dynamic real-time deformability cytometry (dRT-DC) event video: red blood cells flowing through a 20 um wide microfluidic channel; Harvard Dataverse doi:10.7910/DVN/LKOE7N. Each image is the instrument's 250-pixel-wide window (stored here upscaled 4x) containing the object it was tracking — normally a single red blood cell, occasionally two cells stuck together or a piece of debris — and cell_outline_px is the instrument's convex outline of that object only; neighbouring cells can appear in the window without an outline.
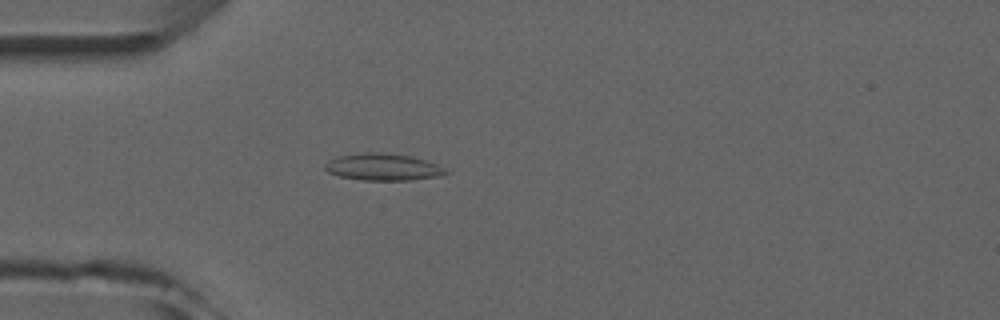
{"species": "common noctule bat (a hibernating species)", "species_latin": "Nyctalus noctula", "temperature_condition": "room temperature", "stored_images_in_passage": 4, "camera_frame_rate_fps": 3000, "um_per_image_px": 0.085, "animal": {"sex": "male", "forearm_length_mm": 52.5}, "frame": {"image": 1, "passage_image": 4, "time_ms": 3.667, "image_size_px": [1000, 320], "cell_outline_px": [[448, 172], [444, 176], [412, 180], [364, 180], [340, 176], [328, 172], [324, 168], [324, 164], [328, 160], [336, 156], [364, 152], [380, 152], [412, 156], [436, 164], [444, 168]], "centroid_in_image_um": [32.55, 14.19], "position_along_channel_um": 52.5, "area_um2": 19.07}}